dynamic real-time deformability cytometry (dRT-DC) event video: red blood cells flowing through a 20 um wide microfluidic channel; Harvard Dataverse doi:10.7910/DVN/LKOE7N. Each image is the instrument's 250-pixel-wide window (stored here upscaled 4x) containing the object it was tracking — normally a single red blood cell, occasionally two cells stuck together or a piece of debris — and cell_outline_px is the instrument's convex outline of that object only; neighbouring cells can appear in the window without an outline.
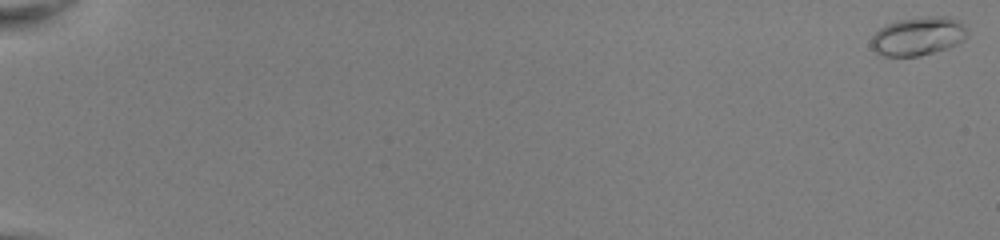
{"species": "common noctule bat (a hibernating species)", "species_latin": "Nyctalus noctula", "temperature_condition": "room temperature", "stored_images_in_passage": 53, "camera_frame_rate_fps": 3000, "um_per_image_px": 0.085, "animal": {"sex": "female", "body_mass_g": 22.0, "forearm_length_mm": 56.7}, "frame": {"image": 1, "passage_image": 1, "time_ms": 0.0, "image_size_px": [1000, 240], "cell_outline_px": [[968, 36], [964, 40], [948, 48], [920, 56], [884, 56], [876, 52], [872, 48], [872, 36], [880, 28], [896, 20], [932, 16], [948, 16], [956, 20], [968, 32]], "centroid_in_image_um": [78.04, 3.08], "position_along_channel_um": 7.0, "area_um2": 21.39}}
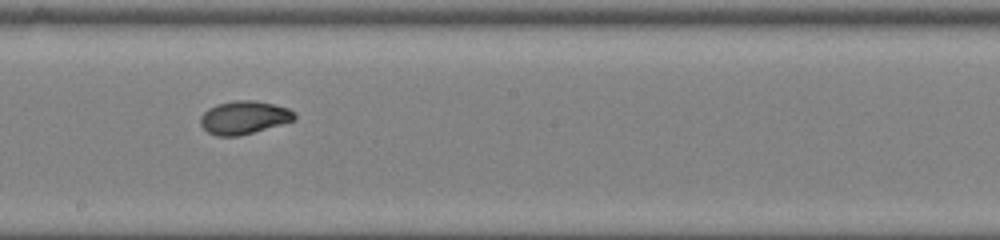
{"frame": {"image": 2, "passage_image": 33, "time_ms": 10.667, "image_size_px": [1000, 240], "cell_outline_px": [[296, 120], [240, 136], [216, 136], [208, 132], [200, 124], [200, 116], [208, 108], [216, 104], [236, 100], [256, 100], [288, 108], [296, 112]], "centroid_in_image_um": [20.75, 9.99], "position_along_channel_um": 227.5, "area_um2": 18.32}}
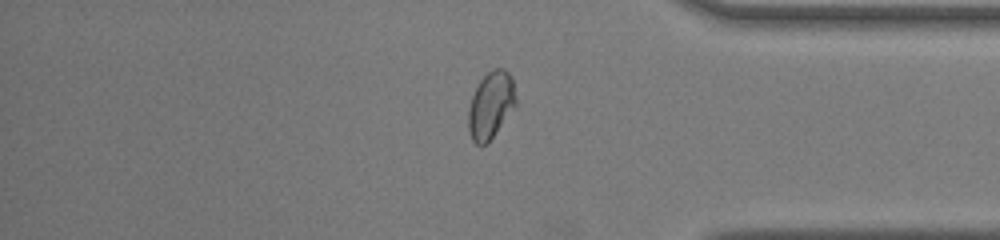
{"frame": {"image": 3, "passage_image": 46, "time_ms": 15.0, "image_size_px": [1000, 240], "cell_outline_px": [[516, 104], [488, 144], [476, 144], [472, 140], [468, 132], [468, 108], [472, 96], [480, 80], [492, 68], [504, 68], [512, 76], [516, 96]], "centroid_in_image_um": [41.71, 8.93], "position_along_channel_um": 393.5, "area_um2": 18.61}, "authors_computed_cell_mechanics": {"area_um2": 18.3226, "velocity_mm_per_s": 4.0407, "shape_relaxation_time_tau1_ms": 4.0065, "shape_relaxation_time_tau2_ms": 0.9991, "deformation_change_tau1": 0.1519, "deformation_change_tau2": 0.0419}}